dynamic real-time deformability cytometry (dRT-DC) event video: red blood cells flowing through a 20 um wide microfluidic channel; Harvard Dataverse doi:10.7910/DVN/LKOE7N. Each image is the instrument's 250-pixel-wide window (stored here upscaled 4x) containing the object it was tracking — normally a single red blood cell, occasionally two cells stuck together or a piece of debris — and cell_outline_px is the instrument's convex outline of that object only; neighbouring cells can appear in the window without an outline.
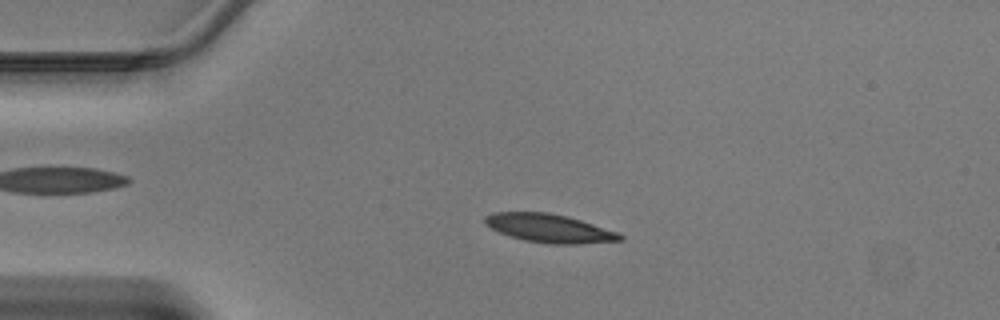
{"species": "Egyptian fruit bat (a non-hibernating species)", "species_latin": "Rousettus aegyptiacus", "temperature_condition": "warm", "stored_images_in_passage": 46, "camera_frame_rate_fps": 3000, "um_per_image_px": 0.085, "animal": {"sex": "male"}, "frame": {"image": 1, "passage_image": 11, "time_ms": 3.333, "image_size_px": [1000, 320], "cell_outline_px": [[624, 240], [576, 244], [552, 244], [524, 240], [500, 232], [484, 224], [484, 216], [492, 212], [548, 212], [580, 220], [616, 232], [624, 236]], "centroid_in_image_um": [46.66, 19.4], "position_along_channel_um": 38.3, "area_um2": 22.08}}
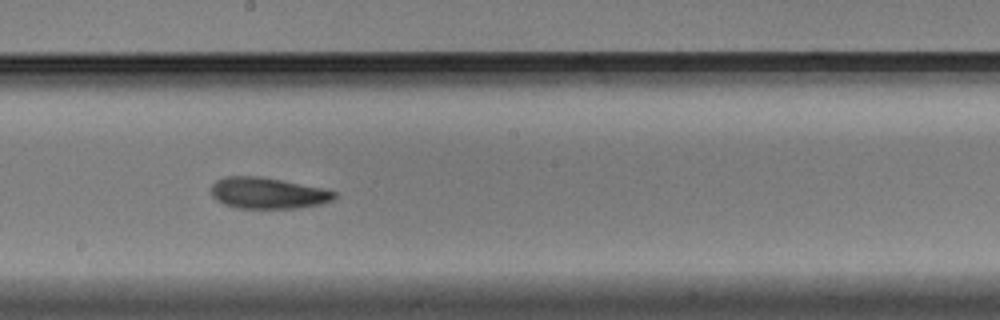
{"frame": {"image": 2, "passage_image": 26, "time_ms": 8.333, "image_size_px": [1000, 320], "cell_outline_px": [[336, 196], [332, 200], [320, 204], [296, 208], [236, 208], [224, 204], [216, 200], [212, 196], [212, 184], [216, 180], [228, 176], [256, 176], [280, 180], [324, 188], [336, 192]], "centroid_in_image_um": [22.75, 16.42], "position_along_channel_um": 225.5, "area_um2": 22.25}}
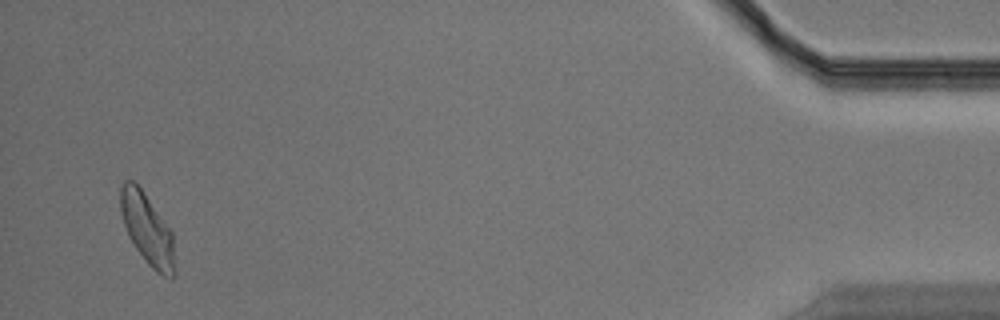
{"frame": {"image": 3, "passage_image": 45, "time_ms": 14.667, "image_size_px": [1000, 320], "cell_outline_px": [[176, 276], [164, 276], [156, 272], [148, 264], [136, 248], [128, 236], [120, 212], [120, 188], [124, 180], [132, 180], [140, 188], [172, 232], [176, 272]], "centroid_in_image_um": [12.51, 19.51], "position_along_channel_um": 422.7, "area_um2": 22.2}}